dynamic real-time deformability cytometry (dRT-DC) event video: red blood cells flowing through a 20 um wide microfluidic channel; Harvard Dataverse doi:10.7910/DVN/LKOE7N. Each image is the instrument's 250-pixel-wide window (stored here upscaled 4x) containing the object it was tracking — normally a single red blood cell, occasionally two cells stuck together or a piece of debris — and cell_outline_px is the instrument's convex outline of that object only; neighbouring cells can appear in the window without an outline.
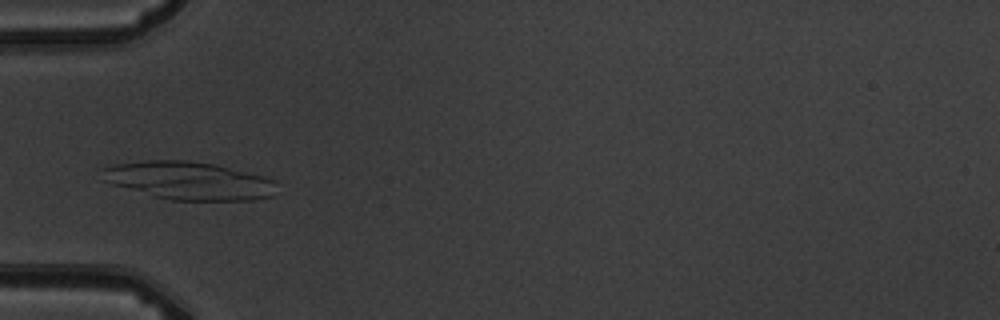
{"species": "common noctule bat (a hibernating species)", "species_latin": "Nyctalus noctula", "temperature_condition": "warm", "stored_images_in_passage": 6, "camera_frame_rate_fps": 3000, "um_per_image_px": 0.085, "animal": {"sex": "male", "body_mass_g": 19.5, "forearm_length_mm": 54.6}, "frame": {"image": 1, "passage_image": 4, "time_ms": 4.333, "image_size_px": [1000, 320], "cell_outline_px": [[276, 184], [272, 196], [252, 200], [172, 200], [156, 196], [112, 184], [100, 180], [104, 168], [116, 164], [144, 160], [188, 160], [216, 164], [264, 176], [276, 180]], "centroid_in_image_um": [16.07, 15.34], "position_along_channel_um": 68.9, "area_um2": 38.55}}
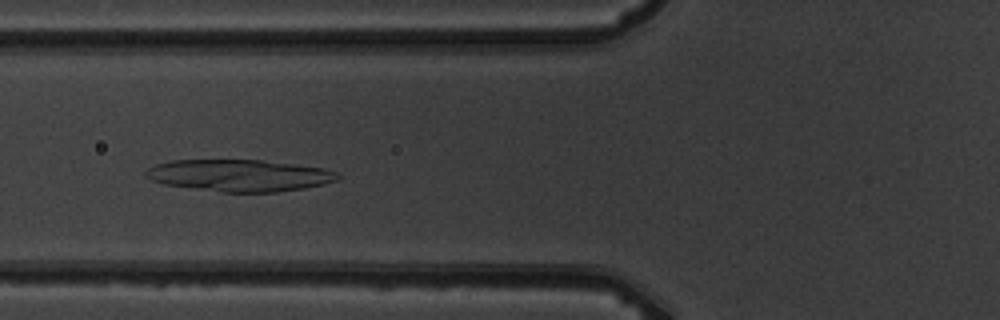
{"frame": {"image": 2, "passage_image": 5, "time_ms": 5.333, "image_size_px": [1000, 320], "cell_outline_px": [[340, 180], [324, 184], [304, 188], [276, 192], [220, 192], [164, 184], [152, 180], [144, 176], [144, 172], [148, 168], [156, 164], [172, 160], [260, 160], [324, 168], [336, 172], [340, 176]], "centroid_in_image_um": [20.35, 14.91], "position_along_channel_um": 105.5, "area_um2": 35.6}}
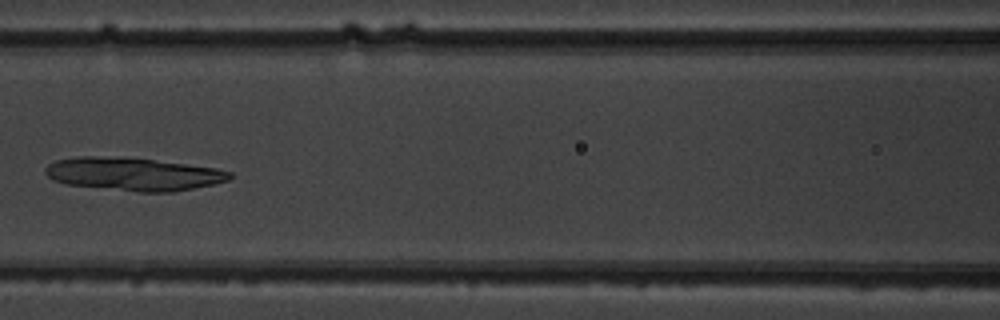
{"frame": {"image": 3, "passage_image": 6, "time_ms": 6.667, "image_size_px": [1000, 320], "cell_outline_px": [[232, 176], [228, 180], [212, 184], [172, 192], [140, 192], [64, 184], [52, 180], [44, 172], [44, 168], [48, 164], [56, 160], [76, 156], [116, 156], [152, 160], [216, 168], [232, 172]], "centroid_in_image_um": [11.26, 14.79], "position_along_channel_um": 155.3, "area_um2": 35.43}}